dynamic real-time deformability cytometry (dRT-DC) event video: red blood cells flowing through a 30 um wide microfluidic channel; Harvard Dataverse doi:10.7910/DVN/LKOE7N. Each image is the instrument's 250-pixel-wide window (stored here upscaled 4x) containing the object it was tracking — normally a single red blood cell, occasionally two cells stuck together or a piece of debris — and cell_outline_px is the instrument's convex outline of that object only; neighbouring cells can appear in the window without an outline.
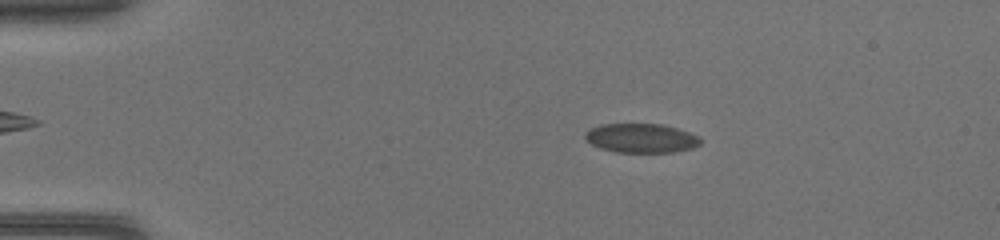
{"species": "common noctule bat (a hibernating species)", "species_latin": "Nyctalus noctula", "temperature_condition": "warm", "stored_images_in_passage": 43, "camera_frame_rate_fps": 3000, "um_per_image_px": 0.085, "animal": {"sex": "female", "body_mass_g": 17.0, "forearm_length_mm": 48.0}, "frame": {"image": 1, "passage_image": 4, "time_ms": 1.0, "image_size_px": [1000, 240], "cell_outline_px": [[700, 144], [692, 148], [672, 152], [616, 152], [600, 148], [584, 140], [584, 132], [600, 124], [660, 124], [676, 128], [700, 136]], "centroid_in_image_um": [54.46, 11.74], "position_along_channel_um": 30.5, "area_um2": 19.59}}
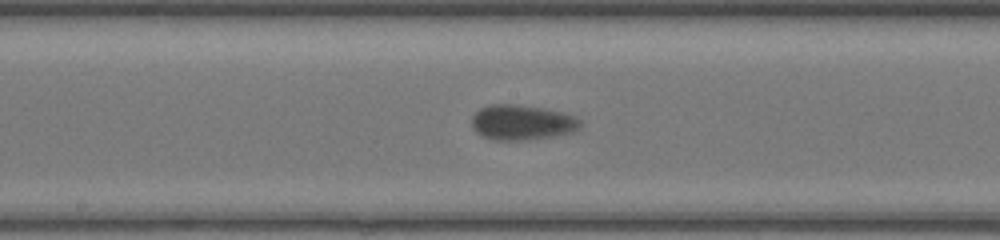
{"frame": {"image": 2, "passage_image": 21, "time_ms": 6.667, "image_size_px": [1000, 240], "cell_outline_px": [[580, 128], [576, 132], [556, 136], [528, 140], [492, 140], [480, 136], [472, 128], [472, 116], [480, 108], [492, 104], [516, 104], [544, 108], [576, 116], [580, 120]], "centroid_in_image_um": [44.37, 10.42], "position_along_channel_um": 203.8, "area_um2": 22.6}}
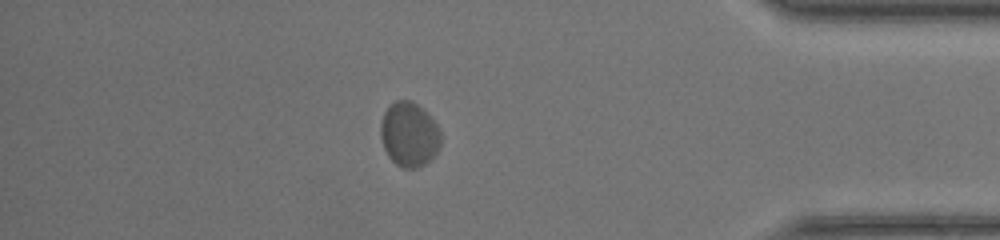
{"frame": {"image": 3, "passage_image": 37, "time_ms": 12.0, "image_size_px": [1000, 240], "cell_outline_px": [[440, 148], [424, 164], [416, 168], [404, 168], [396, 164], [388, 156], [384, 148], [380, 136], [380, 124], [384, 112], [388, 104], [396, 100], [412, 100], [436, 124], [440, 132]], "centroid_in_image_um": [34.74, 11.42], "position_along_channel_um": 400.5, "area_um2": 22.43}}